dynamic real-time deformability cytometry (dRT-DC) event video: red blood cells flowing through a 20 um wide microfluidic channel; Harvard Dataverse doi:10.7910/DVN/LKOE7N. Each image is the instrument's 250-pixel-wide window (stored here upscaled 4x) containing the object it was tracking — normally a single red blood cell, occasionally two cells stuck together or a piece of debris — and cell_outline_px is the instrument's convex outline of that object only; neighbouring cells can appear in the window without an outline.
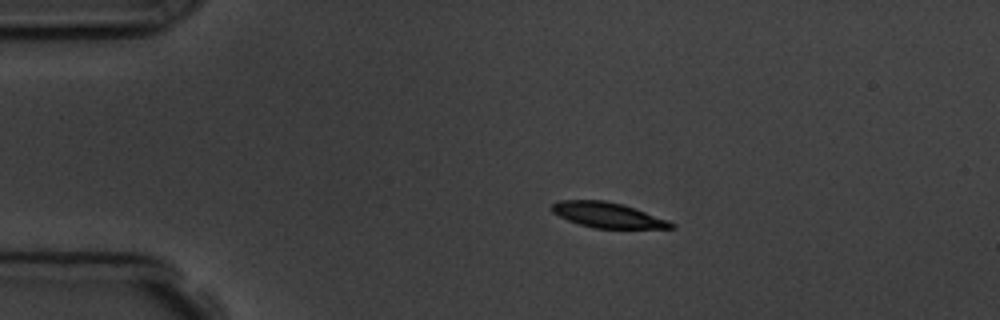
{"species": "common noctule bat (a hibernating species)", "species_latin": "Nyctalus noctula", "temperature_condition": "room temperature", "stored_images_in_passage": 4, "camera_frame_rate_fps": 3000, "um_per_image_px": 0.085, "animal": {"sex": "male", "body_mass_g": 19.5, "forearm_length_mm": 54.6}, "frame": {"image": 1, "passage_image": 2, "time_ms": 1.667, "image_size_px": [1000, 320], "cell_outline_px": [[676, 228], [596, 228], [580, 224], [568, 220], [552, 212], [552, 204], [560, 200], [604, 200], [624, 204], [668, 220], [676, 224]], "centroid_in_image_um": [51.68, 18.27], "position_along_channel_um": 33.3, "area_um2": 17.46}}
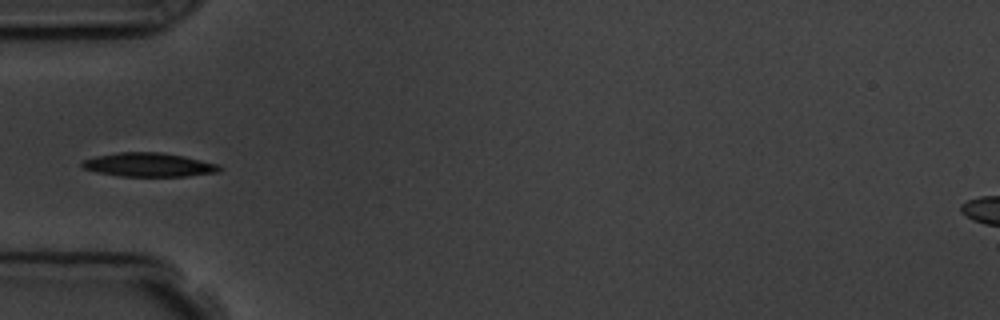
{"frame": {"image": 2, "passage_image": 4, "time_ms": 4.0, "image_size_px": [1000, 320], "cell_outline_px": [[224, 168], [220, 172], [188, 176], [120, 176], [96, 172], [84, 168], [80, 164], [84, 160], [96, 156], [120, 152], [160, 152], [184, 156], [220, 164]], "centroid_in_image_um": [12.71, 14.01], "position_along_channel_um": 72.3, "area_um2": 19.19}}